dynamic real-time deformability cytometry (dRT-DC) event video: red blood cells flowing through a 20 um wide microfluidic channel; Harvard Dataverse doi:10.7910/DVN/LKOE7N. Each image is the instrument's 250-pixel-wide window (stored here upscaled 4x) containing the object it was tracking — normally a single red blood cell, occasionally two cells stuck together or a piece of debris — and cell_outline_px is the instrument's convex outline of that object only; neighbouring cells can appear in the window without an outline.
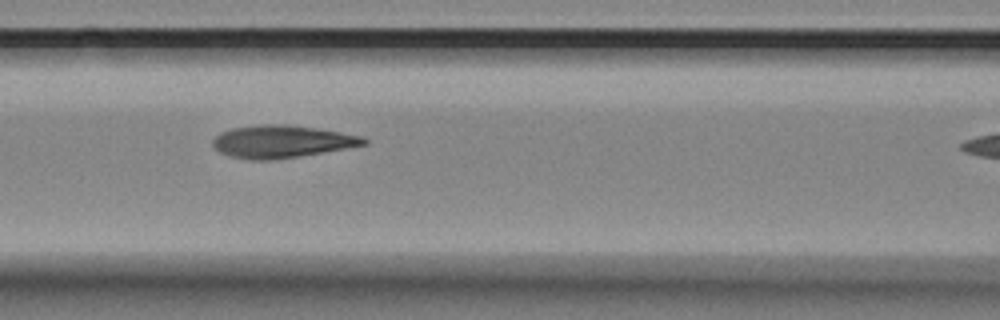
{"species": "Egyptian fruit bat (a non-hibernating species)", "species_latin": "Rousettus aegyptiacus", "temperature_condition": "room temperature", "stored_images_in_passage": 6, "segment_of_instrument_passage": [1, 2], "camera_frame_rate_fps": 3000, "um_per_image_px": 0.085, "animal": {"sex": "female"}, "frame": {"image": 1, "passage_image": 4, "time_ms": 1.0, "image_size_px": [1000, 320], "cell_outline_px": [[368, 144], [300, 156], [272, 160], [252, 160], [228, 156], [220, 152], [212, 144], [212, 140], [220, 132], [232, 128], [264, 124], [284, 124], [340, 132], [360, 136], [368, 140]], "centroid_in_image_um": [23.91, 12.04], "position_along_channel_um": 142.7, "area_um2": 28.32}}
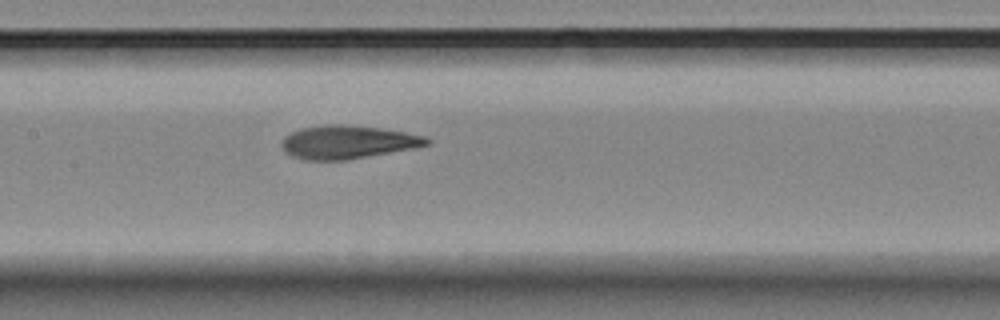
{"frame": {"image": 2, "passage_image": 5, "time_ms": 1.333, "image_size_px": [1000, 320], "cell_outline_px": [[432, 144], [416, 148], [344, 160], [304, 160], [292, 156], [284, 152], [280, 144], [280, 140], [284, 136], [292, 132], [304, 128], [324, 124], [340, 124], [380, 128], [404, 132], [424, 136], [432, 140]], "centroid_in_image_um": [29.54, 12.08], "position_along_channel_um": 177.9, "area_um2": 28.26}}